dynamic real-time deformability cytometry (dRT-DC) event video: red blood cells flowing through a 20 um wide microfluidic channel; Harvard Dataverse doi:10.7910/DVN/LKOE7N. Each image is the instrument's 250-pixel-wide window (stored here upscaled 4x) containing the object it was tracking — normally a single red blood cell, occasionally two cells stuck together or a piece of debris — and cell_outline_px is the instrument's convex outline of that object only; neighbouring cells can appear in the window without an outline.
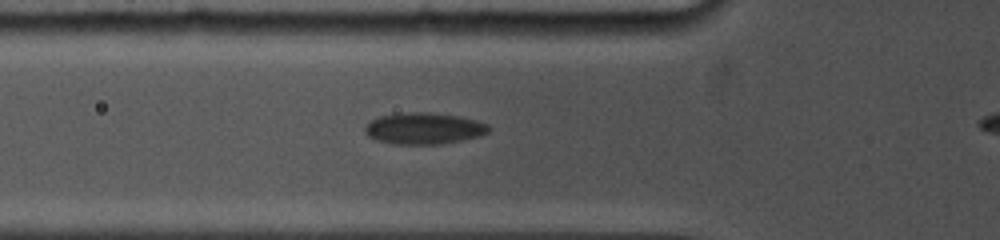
{"species": "common noctule bat (a hibernating species)", "species_latin": "Nyctalus noctula", "temperature_condition": "cold", "stored_images_in_passage": 4, "segment_of_instrument_passage": [1, 2], "camera_frame_rate_fps": 5000, "um_per_image_px": 0.085, "animal": {"sex": "female", "body_mass_g": 19.0, "forearm_length_mm": 53.3}, "frame": {"image": 1, "passage_image": 3, "time_ms": 1.8, "image_size_px": [1000, 240], "cell_outline_px": [[492, 128], [488, 132], [480, 136], [440, 144], [392, 144], [376, 140], [368, 136], [364, 132], [364, 128], [372, 120], [380, 116], [400, 112], [428, 112], [460, 116], [476, 120], [488, 124]], "centroid_in_image_um": [36.04, 10.91], "position_along_channel_um": 89.8, "area_um2": 22.83}}